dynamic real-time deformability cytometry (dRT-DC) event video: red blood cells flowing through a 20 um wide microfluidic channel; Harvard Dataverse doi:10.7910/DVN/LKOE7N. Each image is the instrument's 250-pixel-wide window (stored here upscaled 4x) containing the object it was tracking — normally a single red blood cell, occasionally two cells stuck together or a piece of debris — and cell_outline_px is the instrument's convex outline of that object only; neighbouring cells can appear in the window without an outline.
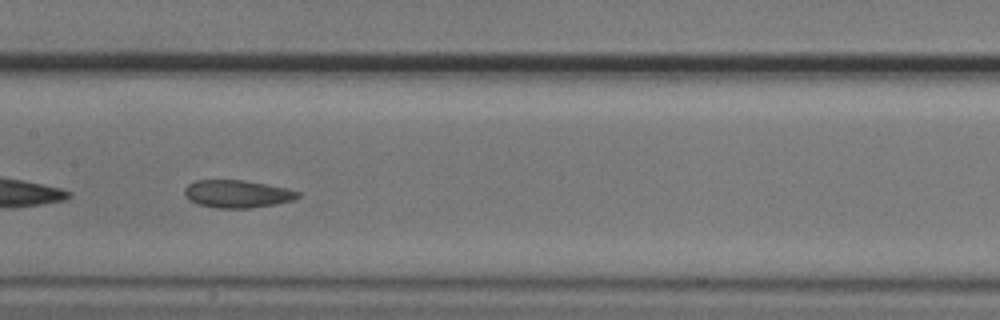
{"species": "common noctule bat (a hibernating species)", "species_latin": "Nyctalus noctula", "temperature_condition": "cold", "stored_images_in_passage": 45, "camera_frame_rate_fps": 3000, "um_per_image_px": 0.085, "animal": {"sex": "male", "body_mass_g": 20.5, "forearm_length_mm": 52.5}, "frame": {"image": 1, "passage_image": 25, "time_ms": 8.0, "image_size_px": [1000, 320], "cell_outline_px": [[300, 196], [292, 200], [276, 204], [248, 208], [216, 208], [200, 204], [188, 200], [184, 196], [184, 188], [188, 184], [196, 180], [244, 180], [288, 188], [300, 192]], "centroid_in_image_um": [20.15, 16.47], "position_along_channel_um": 187.3, "area_um2": 18.32}}
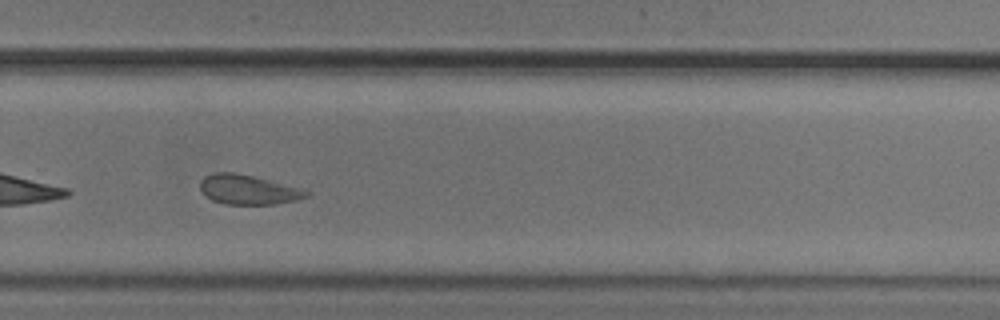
{"frame": {"image": 2, "passage_image": 35, "time_ms": 11.333, "image_size_px": [1000, 320], "cell_outline_px": [[312, 192], [308, 196], [296, 200], [276, 204], [224, 204], [212, 200], [200, 188], [200, 180], [204, 176], [216, 172], [236, 172], [304, 188]], "centroid_in_image_um": [21.14, 16.11], "position_along_channel_um": 308.7, "area_um2": 18.44}, "authors_computed_cell_mechanics": {"area_um2": 19.941, "velocity_mm_per_s": 3.6628, "shape_relaxation_time_tau1_ms": 4.0946, "shape_relaxation_time_tau2_ms": 2.2097, "deformation_change_tau1": 0.1089, "deformation_change_tau2": 0.0741}}